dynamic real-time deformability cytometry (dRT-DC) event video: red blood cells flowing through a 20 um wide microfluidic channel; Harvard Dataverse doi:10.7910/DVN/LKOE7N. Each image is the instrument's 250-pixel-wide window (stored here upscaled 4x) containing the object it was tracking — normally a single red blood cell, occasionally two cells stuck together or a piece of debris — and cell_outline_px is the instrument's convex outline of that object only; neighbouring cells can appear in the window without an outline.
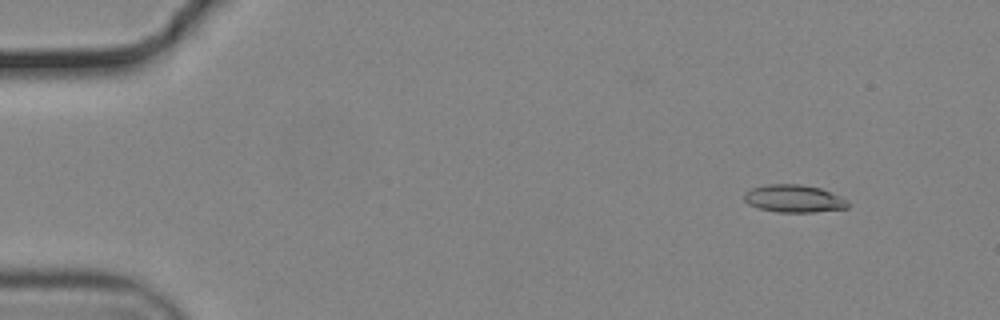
{"species": "common noctule bat (a hibernating species)", "species_latin": "Nyctalus noctula", "temperature_condition": "cold", "stored_images_in_passage": 51, "camera_frame_rate_fps": 3000, "um_per_image_px": 0.085, "animal": {"sex": "male", "body_mass_g": 19.2, "forearm_length_mm": 51.8}, "frame": {"image": 1, "passage_image": 1, "time_ms": 0.0, "image_size_px": [1000, 320], "cell_outline_px": [[848, 208], [812, 212], [780, 212], [760, 208], [748, 204], [744, 200], [744, 192], [752, 188], [768, 184], [800, 184], [820, 188], [840, 196], [848, 200]], "centroid_in_image_um": [67.48, 16.87], "position_along_channel_um": 17.5, "area_um2": 16.59}}
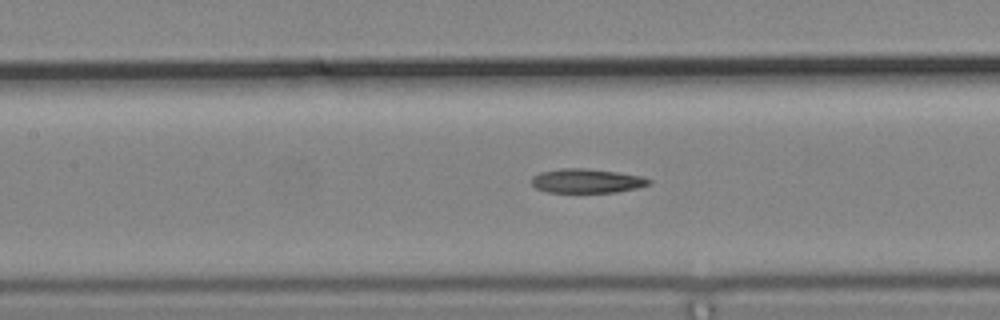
{"frame": {"image": 2, "passage_image": 21, "time_ms": 6.667, "image_size_px": [1000, 320], "cell_outline_px": [[652, 184], [636, 188], [616, 192], [548, 192], [536, 188], [532, 184], [532, 176], [540, 172], [560, 168], [584, 168], [616, 172], [644, 176], [652, 180]], "centroid_in_image_um": [49.9, 15.37], "position_along_channel_um": 157.5, "area_um2": 16.59}}
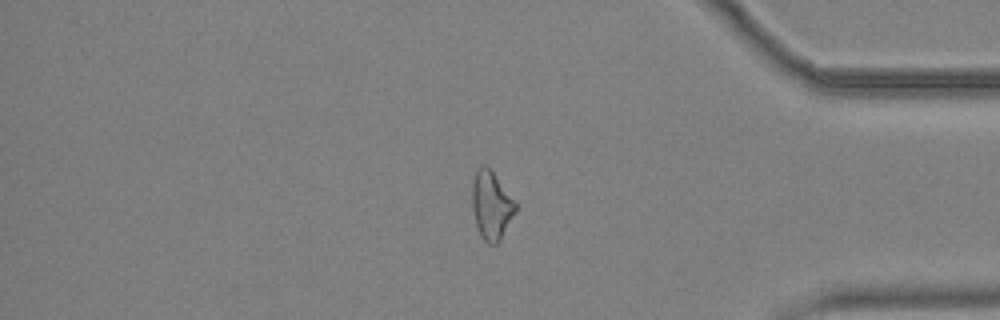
{"frame": {"image": 3, "passage_image": 42, "time_ms": 13.667, "image_size_px": [1000, 320], "cell_outline_px": [[516, 212], [500, 240], [496, 244], [488, 244], [480, 236], [476, 224], [472, 208], [472, 180], [476, 168], [480, 164], [484, 164], [492, 172], [516, 204]], "centroid_in_image_um": [41.73, 17.46], "position_along_channel_um": 393.5, "area_um2": 17.11}}